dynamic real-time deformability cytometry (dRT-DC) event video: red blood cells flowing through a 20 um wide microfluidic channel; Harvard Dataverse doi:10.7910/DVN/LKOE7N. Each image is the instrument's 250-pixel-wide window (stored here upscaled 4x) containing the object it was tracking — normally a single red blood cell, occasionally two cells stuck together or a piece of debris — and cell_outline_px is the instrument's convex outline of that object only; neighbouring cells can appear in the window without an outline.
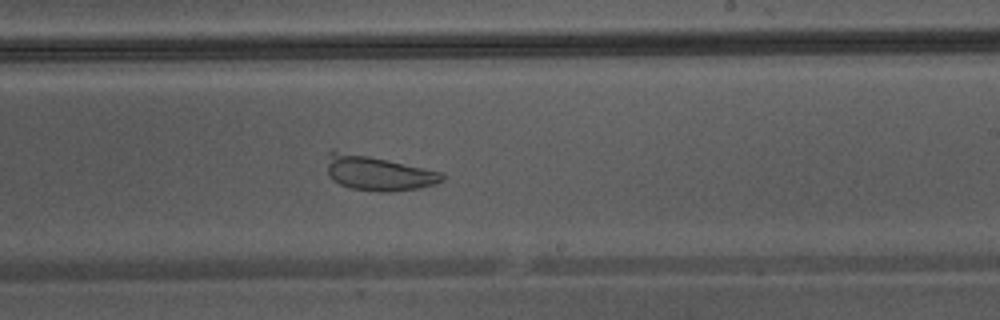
{"species": "Egyptian fruit bat (a non-hibernating species)", "species_latin": "Rousettus aegyptiacus", "temperature_condition": "warm", "stored_images_in_passage": 43, "camera_frame_rate_fps": 3000, "um_per_image_px": 0.085, "animal": {"sex": "male"}, "frame": {"image": 1, "passage_image": 25, "time_ms": 8.0, "image_size_px": [1000, 320], "cell_outline_px": [[444, 180], [436, 184], [420, 188], [388, 192], [380, 192], [352, 188], [340, 184], [328, 176], [328, 152], [332, 148], [444, 172]], "centroid_in_image_um": [32.14, 14.7], "position_along_channel_um": 256.9, "area_um2": 23.41}}
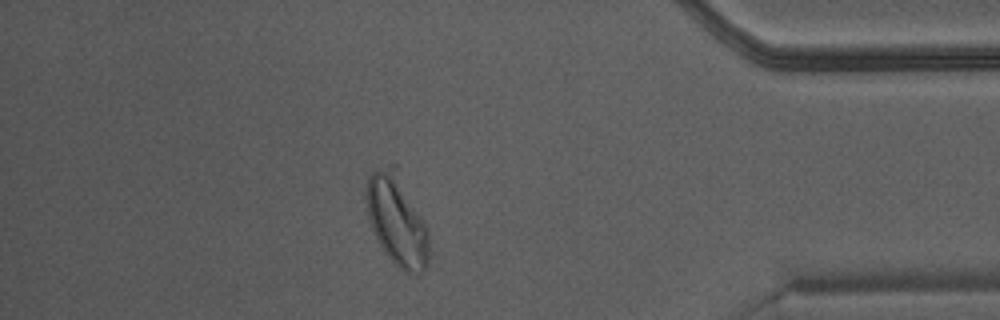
{"frame": {"image": 2, "passage_image": 37, "time_ms": 12.0, "image_size_px": [1000, 320], "cell_outline_px": [[428, 264], [420, 272], [404, 272], [384, 252], [368, 220], [364, 188], [368, 176], [376, 168], [392, 164], [396, 164], [428, 228]], "centroid_in_image_um": [33.71, 18.62], "position_along_channel_um": 401.5, "area_um2": 33.52}}